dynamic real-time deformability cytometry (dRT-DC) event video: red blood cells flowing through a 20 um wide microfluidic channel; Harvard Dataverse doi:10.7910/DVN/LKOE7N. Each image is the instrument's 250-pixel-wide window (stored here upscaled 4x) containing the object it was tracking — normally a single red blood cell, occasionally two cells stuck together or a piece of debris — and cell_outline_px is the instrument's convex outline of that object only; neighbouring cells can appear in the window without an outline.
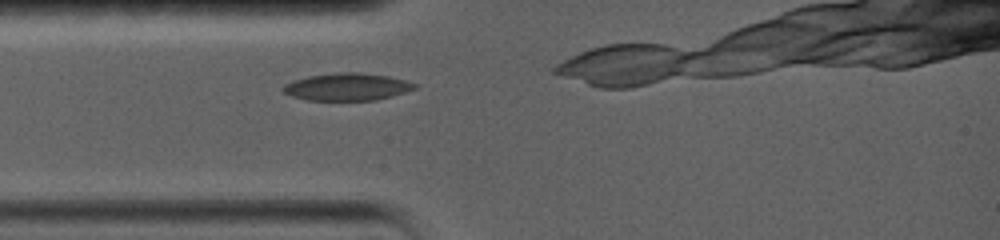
{"species": "common noctule bat (a hibernating species)", "species_latin": "Nyctalus noctula", "temperature_condition": "warm", "stored_images_in_passage": 22, "camera_frame_rate_fps": 5000, "um_per_image_px": 0.085, "animal": {"sex": "female", "body_mass_g": 19.0, "forearm_length_mm": 56.7}, "frame": {"image": 1, "passage_image": 2, "time_ms": 0.4, "image_size_px": [1000, 240], "cell_outline_px": [[416, 88], [392, 96], [376, 100], [304, 100], [292, 96], [284, 92], [280, 88], [284, 84], [292, 80], [308, 76], [340, 72], [360, 72], [388, 76], [404, 80], [416, 84]], "centroid_in_image_um": [29.45, 7.38], "position_along_channel_um": 55.5, "area_um2": 20.98}}
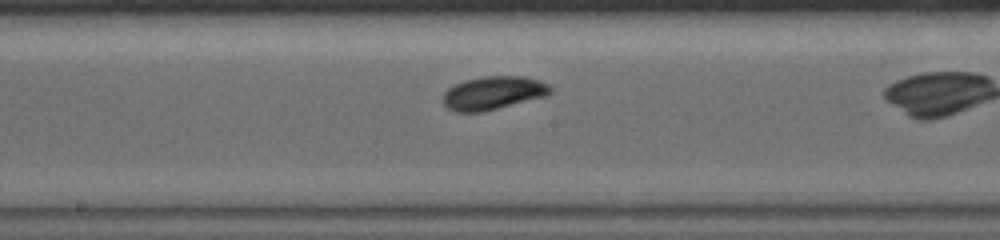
{"frame": {"image": 2, "passage_image": 10, "time_ms": 4.6, "image_size_px": [1000, 240], "cell_outline_px": [[552, 92], [544, 96], [480, 112], [456, 112], [448, 108], [440, 100], [440, 96], [448, 88], [464, 80], [484, 76], [524, 76], [540, 80], [548, 84], [552, 88]], "centroid_in_image_um": [41.87, 7.89], "position_along_channel_um": 206.3, "area_um2": 20.81}}
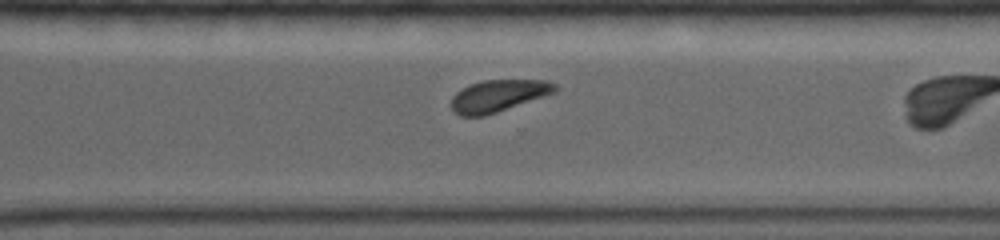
{"frame": {"image": 3, "passage_image": 18, "time_ms": 8.0, "image_size_px": [1000, 240], "cell_outline_px": [[556, 92], [484, 116], [460, 116], [452, 108], [452, 96], [456, 92], [468, 84], [484, 80], [548, 80], [556, 84]], "centroid_in_image_um": [42.34, 8.12], "position_along_channel_um": 328.3, "area_um2": 19.13}}